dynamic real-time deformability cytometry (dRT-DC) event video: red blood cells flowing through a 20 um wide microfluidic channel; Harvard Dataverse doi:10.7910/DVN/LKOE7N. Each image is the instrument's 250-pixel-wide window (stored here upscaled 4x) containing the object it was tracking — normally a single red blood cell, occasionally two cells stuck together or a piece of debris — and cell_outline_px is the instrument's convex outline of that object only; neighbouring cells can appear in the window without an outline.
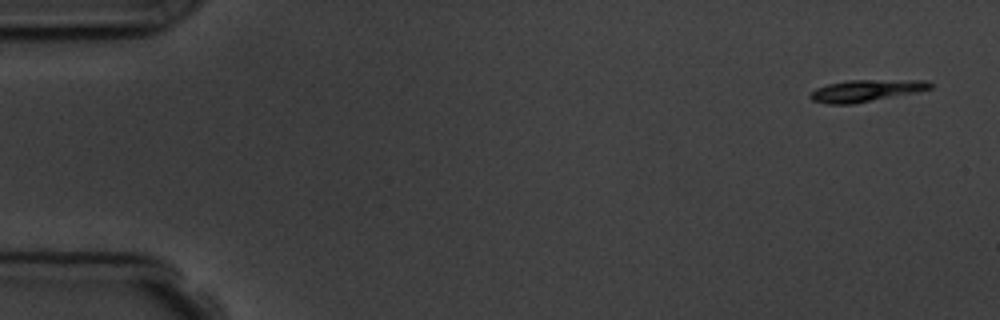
{"species": "common noctule bat (a hibernating species)", "species_latin": "Nyctalus noctula", "temperature_condition": "room temperature", "stored_images_in_passage": 5, "camera_frame_rate_fps": 3000, "um_per_image_px": 0.085, "animal": {"sex": "male", "body_mass_g": 19.5, "forearm_length_mm": 54.6}, "frame": {"image": 1, "passage_image": 1, "time_ms": 0.0, "image_size_px": [1000, 320], "cell_outline_px": [[932, 88], [916, 92], [852, 104], [828, 104], [812, 100], [808, 96], [816, 88], [828, 84], [848, 80], [924, 80], [932, 84]], "centroid_in_image_um": [73.59, 7.7], "position_along_channel_um": 11.4, "area_um2": 15.09}}